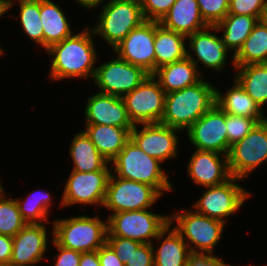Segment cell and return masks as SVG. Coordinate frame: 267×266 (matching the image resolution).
<instances>
[{
    "mask_svg": "<svg viewBox=\"0 0 267 266\" xmlns=\"http://www.w3.org/2000/svg\"><path fill=\"white\" fill-rule=\"evenodd\" d=\"M93 36L92 28L87 26L44 51L51 56V80L60 81L77 77L93 80L98 60Z\"/></svg>",
    "mask_w": 267,
    "mask_h": 266,
    "instance_id": "cell-1",
    "label": "cell"
},
{
    "mask_svg": "<svg viewBox=\"0 0 267 266\" xmlns=\"http://www.w3.org/2000/svg\"><path fill=\"white\" fill-rule=\"evenodd\" d=\"M212 84L202 78L195 85L167 93L160 123L186 131L215 104L216 87Z\"/></svg>",
    "mask_w": 267,
    "mask_h": 266,
    "instance_id": "cell-2",
    "label": "cell"
},
{
    "mask_svg": "<svg viewBox=\"0 0 267 266\" xmlns=\"http://www.w3.org/2000/svg\"><path fill=\"white\" fill-rule=\"evenodd\" d=\"M162 162L148 156L130 138L122 151L110 162L111 170L120 178L155 187L162 195L173 189Z\"/></svg>",
    "mask_w": 267,
    "mask_h": 266,
    "instance_id": "cell-3",
    "label": "cell"
},
{
    "mask_svg": "<svg viewBox=\"0 0 267 266\" xmlns=\"http://www.w3.org/2000/svg\"><path fill=\"white\" fill-rule=\"evenodd\" d=\"M53 239L61 246L81 253L98 250L105 242L107 219L104 221L99 215L89 217L85 215L73 216L51 221Z\"/></svg>",
    "mask_w": 267,
    "mask_h": 266,
    "instance_id": "cell-4",
    "label": "cell"
},
{
    "mask_svg": "<svg viewBox=\"0 0 267 266\" xmlns=\"http://www.w3.org/2000/svg\"><path fill=\"white\" fill-rule=\"evenodd\" d=\"M102 5L97 23L91 28L112 49L146 21L139 0H107Z\"/></svg>",
    "mask_w": 267,
    "mask_h": 266,
    "instance_id": "cell-5",
    "label": "cell"
},
{
    "mask_svg": "<svg viewBox=\"0 0 267 266\" xmlns=\"http://www.w3.org/2000/svg\"><path fill=\"white\" fill-rule=\"evenodd\" d=\"M180 211L169 215V223L187 242L189 250L214 254V249L221 240L226 224L204 216L191 208Z\"/></svg>",
    "mask_w": 267,
    "mask_h": 266,
    "instance_id": "cell-6",
    "label": "cell"
},
{
    "mask_svg": "<svg viewBox=\"0 0 267 266\" xmlns=\"http://www.w3.org/2000/svg\"><path fill=\"white\" fill-rule=\"evenodd\" d=\"M150 209L121 211L107 217V235L152 244L168 225L169 215L156 214ZM153 239V240H152Z\"/></svg>",
    "mask_w": 267,
    "mask_h": 266,
    "instance_id": "cell-7",
    "label": "cell"
},
{
    "mask_svg": "<svg viewBox=\"0 0 267 266\" xmlns=\"http://www.w3.org/2000/svg\"><path fill=\"white\" fill-rule=\"evenodd\" d=\"M243 179L231 177L223 184L204 187L202 195L191 205L196 212L227 223V219L236 214L248 198L253 195L239 185Z\"/></svg>",
    "mask_w": 267,
    "mask_h": 266,
    "instance_id": "cell-8",
    "label": "cell"
},
{
    "mask_svg": "<svg viewBox=\"0 0 267 266\" xmlns=\"http://www.w3.org/2000/svg\"><path fill=\"white\" fill-rule=\"evenodd\" d=\"M162 194L153 186L111 173L103 207L113 213L150 209Z\"/></svg>",
    "mask_w": 267,
    "mask_h": 266,
    "instance_id": "cell-9",
    "label": "cell"
},
{
    "mask_svg": "<svg viewBox=\"0 0 267 266\" xmlns=\"http://www.w3.org/2000/svg\"><path fill=\"white\" fill-rule=\"evenodd\" d=\"M227 156L231 176L243 180L257 167L267 164V119L234 143Z\"/></svg>",
    "mask_w": 267,
    "mask_h": 266,
    "instance_id": "cell-10",
    "label": "cell"
},
{
    "mask_svg": "<svg viewBox=\"0 0 267 266\" xmlns=\"http://www.w3.org/2000/svg\"><path fill=\"white\" fill-rule=\"evenodd\" d=\"M165 97L160 83L150 74L122 99L132 123L141 125L160 123L165 111Z\"/></svg>",
    "mask_w": 267,
    "mask_h": 266,
    "instance_id": "cell-11",
    "label": "cell"
},
{
    "mask_svg": "<svg viewBox=\"0 0 267 266\" xmlns=\"http://www.w3.org/2000/svg\"><path fill=\"white\" fill-rule=\"evenodd\" d=\"M111 173V170L71 171L64 186L60 208H70L76 204L102 207Z\"/></svg>",
    "mask_w": 267,
    "mask_h": 266,
    "instance_id": "cell-12",
    "label": "cell"
},
{
    "mask_svg": "<svg viewBox=\"0 0 267 266\" xmlns=\"http://www.w3.org/2000/svg\"><path fill=\"white\" fill-rule=\"evenodd\" d=\"M148 75L142 67L132 65L116 55V58L96 65L93 80L99 93L123 97L139 86Z\"/></svg>",
    "mask_w": 267,
    "mask_h": 266,
    "instance_id": "cell-13",
    "label": "cell"
},
{
    "mask_svg": "<svg viewBox=\"0 0 267 266\" xmlns=\"http://www.w3.org/2000/svg\"><path fill=\"white\" fill-rule=\"evenodd\" d=\"M186 132L194 148L228 155L225 112L216 103Z\"/></svg>",
    "mask_w": 267,
    "mask_h": 266,
    "instance_id": "cell-14",
    "label": "cell"
},
{
    "mask_svg": "<svg viewBox=\"0 0 267 266\" xmlns=\"http://www.w3.org/2000/svg\"><path fill=\"white\" fill-rule=\"evenodd\" d=\"M138 126L140 124L130 131V138L148 156L162 163L178 156L180 142L177 134H180L181 130L161 123L141 124L142 129H138Z\"/></svg>",
    "mask_w": 267,
    "mask_h": 266,
    "instance_id": "cell-15",
    "label": "cell"
},
{
    "mask_svg": "<svg viewBox=\"0 0 267 266\" xmlns=\"http://www.w3.org/2000/svg\"><path fill=\"white\" fill-rule=\"evenodd\" d=\"M155 21H144L133 29L114 49L120 59L142 67L149 74L155 72Z\"/></svg>",
    "mask_w": 267,
    "mask_h": 266,
    "instance_id": "cell-16",
    "label": "cell"
},
{
    "mask_svg": "<svg viewBox=\"0 0 267 266\" xmlns=\"http://www.w3.org/2000/svg\"><path fill=\"white\" fill-rule=\"evenodd\" d=\"M215 31L217 32L216 26H207L187 36V41H189L187 57L197 66L201 75L203 73L200 71L198 63L204 64L206 68L218 73L226 66L229 50L223 44L221 37L215 34Z\"/></svg>",
    "mask_w": 267,
    "mask_h": 266,
    "instance_id": "cell-17",
    "label": "cell"
},
{
    "mask_svg": "<svg viewBox=\"0 0 267 266\" xmlns=\"http://www.w3.org/2000/svg\"><path fill=\"white\" fill-rule=\"evenodd\" d=\"M47 223L26 224L14 237L10 262L17 266H36L48 251Z\"/></svg>",
    "mask_w": 267,
    "mask_h": 266,
    "instance_id": "cell-18",
    "label": "cell"
},
{
    "mask_svg": "<svg viewBox=\"0 0 267 266\" xmlns=\"http://www.w3.org/2000/svg\"><path fill=\"white\" fill-rule=\"evenodd\" d=\"M187 173L192 182L203 189L223 184L232 177L227 155L198 149H195L190 156Z\"/></svg>",
    "mask_w": 267,
    "mask_h": 266,
    "instance_id": "cell-19",
    "label": "cell"
},
{
    "mask_svg": "<svg viewBox=\"0 0 267 266\" xmlns=\"http://www.w3.org/2000/svg\"><path fill=\"white\" fill-rule=\"evenodd\" d=\"M85 124H102L124 128H134L129 118L126 106L122 97L93 93L88 97L84 109Z\"/></svg>",
    "mask_w": 267,
    "mask_h": 266,
    "instance_id": "cell-20",
    "label": "cell"
},
{
    "mask_svg": "<svg viewBox=\"0 0 267 266\" xmlns=\"http://www.w3.org/2000/svg\"><path fill=\"white\" fill-rule=\"evenodd\" d=\"M159 23L186 37L208 26L202 19L197 0H176Z\"/></svg>",
    "mask_w": 267,
    "mask_h": 266,
    "instance_id": "cell-21",
    "label": "cell"
},
{
    "mask_svg": "<svg viewBox=\"0 0 267 266\" xmlns=\"http://www.w3.org/2000/svg\"><path fill=\"white\" fill-rule=\"evenodd\" d=\"M155 240L158 241V247H155V243L151 245L154 262L158 266H187L190 252L187 242L170 223L159 233L154 242Z\"/></svg>",
    "mask_w": 267,
    "mask_h": 266,
    "instance_id": "cell-22",
    "label": "cell"
},
{
    "mask_svg": "<svg viewBox=\"0 0 267 266\" xmlns=\"http://www.w3.org/2000/svg\"><path fill=\"white\" fill-rule=\"evenodd\" d=\"M222 95L216 88L215 103L229 115L250 117L261 123L267 119L261 107L244 90L239 82L233 77V86Z\"/></svg>",
    "mask_w": 267,
    "mask_h": 266,
    "instance_id": "cell-23",
    "label": "cell"
},
{
    "mask_svg": "<svg viewBox=\"0 0 267 266\" xmlns=\"http://www.w3.org/2000/svg\"><path fill=\"white\" fill-rule=\"evenodd\" d=\"M132 129L102 124H86L83 131L99 153L110 163L130 139Z\"/></svg>",
    "mask_w": 267,
    "mask_h": 266,
    "instance_id": "cell-24",
    "label": "cell"
},
{
    "mask_svg": "<svg viewBox=\"0 0 267 266\" xmlns=\"http://www.w3.org/2000/svg\"><path fill=\"white\" fill-rule=\"evenodd\" d=\"M152 75L158 80L166 94L195 85L202 79L197 66L188 57L163 65Z\"/></svg>",
    "mask_w": 267,
    "mask_h": 266,
    "instance_id": "cell-25",
    "label": "cell"
},
{
    "mask_svg": "<svg viewBox=\"0 0 267 266\" xmlns=\"http://www.w3.org/2000/svg\"><path fill=\"white\" fill-rule=\"evenodd\" d=\"M186 39L185 35L168 30L155 21V71L163 65L177 62L187 57Z\"/></svg>",
    "mask_w": 267,
    "mask_h": 266,
    "instance_id": "cell-26",
    "label": "cell"
},
{
    "mask_svg": "<svg viewBox=\"0 0 267 266\" xmlns=\"http://www.w3.org/2000/svg\"><path fill=\"white\" fill-rule=\"evenodd\" d=\"M61 7L52 0H40V19L43 28L44 49L72 36L70 20Z\"/></svg>",
    "mask_w": 267,
    "mask_h": 266,
    "instance_id": "cell-27",
    "label": "cell"
},
{
    "mask_svg": "<svg viewBox=\"0 0 267 266\" xmlns=\"http://www.w3.org/2000/svg\"><path fill=\"white\" fill-rule=\"evenodd\" d=\"M69 154L74 163L71 171L94 172L111 170L110 163L99 153L84 131L73 136Z\"/></svg>",
    "mask_w": 267,
    "mask_h": 266,
    "instance_id": "cell-28",
    "label": "cell"
},
{
    "mask_svg": "<svg viewBox=\"0 0 267 266\" xmlns=\"http://www.w3.org/2000/svg\"><path fill=\"white\" fill-rule=\"evenodd\" d=\"M258 19L254 16L227 14L216 26L217 33L221 36L225 47L234 52L235 55L243 46L245 40L250 35L254 26L258 23Z\"/></svg>",
    "mask_w": 267,
    "mask_h": 266,
    "instance_id": "cell-29",
    "label": "cell"
},
{
    "mask_svg": "<svg viewBox=\"0 0 267 266\" xmlns=\"http://www.w3.org/2000/svg\"><path fill=\"white\" fill-rule=\"evenodd\" d=\"M232 65L267 63V23L258 21L239 51L232 55Z\"/></svg>",
    "mask_w": 267,
    "mask_h": 266,
    "instance_id": "cell-30",
    "label": "cell"
},
{
    "mask_svg": "<svg viewBox=\"0 0 267 266\" xmlns=\"http://www.w3.org/2000/svg\"><path fill=\"white\" fill-rule=\"evenodd\" d=\"M234 78L261 107L267 104V63L235 66Z\"/></svg>",
    "mask_w": 267,
    "mask_h": 266,
    "instance_id": "cell-31",
    "label": "cell"
},
{
    "mask_svg": "<svg viewBox=\"0 0 267 266\" xmlns=\"http://www.w3.org/2000/svg\"><path fill=\"white\" fill-rule=\"evenodd\" d=\"M22 218L29 223H49L48 215L52 207V195L49 192L35 190L26 198H14Z\"/></svg>",
    "mask_w": 267,
    "mask_h": 266,
    "instance_id": "cell-32",
    "label": "cell"
},
{
    "mask_svg": "<svg viewBox=\"0 0 267 266\" xmlns=\"http://www.w3.org/2000/svg\"><path fill=\"white\" fill-rule=\"evenodd\" d=\"M21 28L29 40L44 48L43 28L40 19V0H17Z\"/></svg>",
    "mask_w": 267,
    "mask_h": 266,
    "instance_id": "cell-33",
    "label": "cell"
},
{
    "mask_svg": "<svg viewBox=\"0 0 267 266\" xmlns=\"http://www.w3.org/2000/svg\"><path fill=\"white\" fill-rule=\"evenodd\" d=\"M4 191L0 195V234L14 237L27 222L22 218L14 198Z\"/></svg>",
    "mask_w": 267,
    "mask_h": 266,
    "instance_id": "cell-34",
    "label": "cell"
},
{
    "mask_svg": "<svg viewBox=\"0 0 267 266\" xmlns=\"http://www.w3.org/2000/svg\"><path fill=\"white\" fill-rule=\"evenodd\" d=\"M225 124L228 138V153L230 147L242 140L258 122L250 117L229 115L225 113Z\"/></svg>",
    "mask_w": 267,
    "mask_h": 266,
    "instance_id": "cell-35",
    "label": "cell"
},
{
    "mask_svg": "<svg viewBox=\"0 0 267 266\" xmlns=\"http://www.w3.org/2000/svg\"><path fill=\"white\" fill-rule=\"evenodd\" d=\"M202 19L208 26L217 25L226 17L229 0H197Z\"/></svg>",
    "mask_w": 267,
    "mask_h": 266,
    "instance_id": "cell-36",
    "label": "cell"
},
{
    "mask_svg": "<svg viewBox=\"0 0 267 266\" xmlns=\"http://www.w3.org/2000/svg\"><path fill=\"white\" fill-rule=\"evenodd\" d=\"M267 0H229L228 14L254 16L263 20Z\"/></svg>",
    "mask_w": 267,
    "mask_h": 266,
    "instance_id": "cell-37",
    "label": "cell"
},
{
    "mask_svg": "<svg viewBox=\"0 0 267 266\" xmlns=\"http://www.w3.org/2000/svg\"><path fill=\"white\" fill-rule=\"evenodd\" d=\"M146 21L160 22L176 0H139Z\"/></svg>",
    "mask_w": 267,
    "mask_h": 266,
    "instance_id": "cell-38",
    "label": "cell"
},
{
    "mask_svg": "<svg viewBox=\"0 0 267 266\" xmlns=\"http://www.w3.org/2000/svg\"><path fill=\"white\" fill-rule=\"evenodd\" d=\"M106 242L111 246L124 264L132 254L133 248H138L142 244L136 240L117 236H106Z\"/></svg>",
    "mask_w": 267,
    "mask_h": 266,
    "instance_id": "cell-39",
    "label": "cell"
},
{
    "mask_svg": "<svg viewBox=\"0 0 267 266\" xmlns=\"http://www.w3.org/2000/svg\"><path fill=\"white\" fill-rule=\"evenodd\" d=\"M153 261L152 245L142 243L138 248H133L125 266H150Z\"/></svg>",
    "mask_w": 267,
    "mask_h": 266,
    "instance_id": "cell-40",
    "label": "cell"
},
{
    "mask_svg": "<svg viewBox=\"0 0 267 266\" xmlns=\"http://www.w3.org/2000/svg\"><path fill=\"white\" fill-rule=\"evenodd\" d=\"M187 266H232L224 262V260L209 252H193L188 255Z\"/></svg>",
    "mask_w": 267,
    "mask_h": 266,
    "instance_id": "cell-41",
    "label": "cell"
},
{
    "mask_svg": "<svg viewBox=\"0 0 267 266\" xmlns=\"http://www.w3.org/2000/svg\"><path fill=\"white\" fill-rule=\"evenodd\" d=\"M50 242L53 243L59 253L54 258L56 262L54 266H79L81 252L61 246L53 238Z\"/></svg>",
    "mask_w": 267,
    "mask_h": 266,
    "instance_id": "cell-42",
    "label": "cell"
},
{
    "mask_svg": "<svg viewBox=\"0 0 267 266\" xmlns=\"http://www.w3.org/2000/svg\"><path fill=\"white\" fill-rule=\"evenodd\" d=\"M98 258L101 266H125L107 242L98 249Z\"/></svg>",
    "mask_w": 267,
    "mask_h": 266,
    "instance_id": "cell-43",
    "label": "cell"
},
{
    "mask_svg": "<svg viewBox=\"0 0 267 266\" xmlns=\"http://www.w3.org/2000/svg\"><path fill=\"white\" fill-rule=\"evenodd\" d=\"M12 247V237L0 234V263L10 262Z\"/></svg>",
    "mask_w": 267,
    "mask_h": 266,
    "instance_id": "cell-44",
    "label": "cell"
},
{
    "mask_svg": "<svg viewBox=\"0 0 267 266\" xmlns=\"http://www.w3.org/2000/svg\"><path fill=\"white\" fill-rule=\"evenodd\" d=\"M79 266H101L98 258V250L81 253Z\"/></svg>",
    "mask_w": 267,
    "mask_h": 266,
    "instance_id": "cell-45",
    "label": "cell"
},
{
    "mask_svg": "<svg viewBox=\"0 0 267 266\" xmlns=\"http://www.w3.org/2000/svg\"><path fill=\"white\" fill-rule=\"evenodd\" d=\"M105 0H76V2L79 3V5H81L83 8L86 9H95L98 6H102L101 3H106Z\"/></svg>",
    "mask_w": 267,
    "mask_h": 266,
    "instance_id": "cell-46",
    "label": "cell"
},
{
    "mask_svg": "<svg viewBox=\"0 0 267 266\" xmlns=\"http://www.w3.org/2000/svg\"><path fill=\"white\" fill-rule=\"evenodd\" d=\"M15 1L14 0H0V2L7 8L8 13H9V10H11V8L16 5Z\"/></svg>",
    "mask_w": 267,
    "mask_h": 266,
    "instance_id": "cell-47",
    "label": "cell"
},
{
    "mask_svg": "<svg viewBox=\"0 0 267 266\" xmlns=\"http://www.w3.org/2000/svg\"><path fill=\"white\" fill-rule=\"evenodd\" d=\"M7 8L0 2V18H2L3 15H6Z\"/></svg>",
    "mask_w": 267,
    "mask_h": 266,
    "instance_id": "cell-48",
    "label": "cell"
},
{
    "mask_svg": "<svg viewBox=\"0 0 267 266\" xmlns=\"http://www.w3.org/2000/svg\"><path fill=\"white\" fill-rule=\"evenodd\" d=\"M0 266H17L13 264L12 262H5V263H0Z\"/></svg>",
    "mask_w": 267,
    "mask_h": 266,
    "instance_id": "cell-49",
    "label": "cell"
},
{
    "mask_svg": "<svg viewBox=\"0 0 267 266\" xmlns=\"http://www.w3.org/2000/svg\"><path fill=\"white\" fill-rule=\"evenodd\" d=\"M263 20L267 23V7H266V10H265V14H264Z\"/></svg>",
    "mask_w": 267,
    "mask_h": 266,
    "instance_id": "cell-50",
    "label": "cell"
},
{
    "mask_svg": "<svg viewBox=\"0 0 267 266\" xmlns=\"http://www.w3.org/2000/svg\"><path fill=\"white\" fill-rule=\"evenodd\" d=\"M1 46H2V45H0V58H1L2 55H4V52H5L4 49H2Z\"/></svg>",
    "mask_w": 267,
    "mask_h": 266,
    "instance_id": "cell-51",
    "label": "cell"
},
{
    "mask_svg": "<svg viewBox=\"0 0 267 266\" xmlns=\"http://www.w3.org/2000/svg\"><path fill=\"white\" fill-rule=\"evenodd\" d=\"M2 185L3 184H1V182H0V195L5 191Z\"/></svg>",
    "mask_w": 267,
    "mask_h": 266,
    "instance_id": "cell-52",
    "label": "cell"
},
{
    "mask_svg": "<svg viewBox=\"0 0 267 266\" xmlns=\"http://www.w3.org/2000/svg\"><path fill=\"white\" fill-rule=\"evenodd\" d=\"M150 266H158V265L153 261Z\"/></svg>",
    "mask_w": 267,
    "mask_h": 266,
    "instance_id": "cell-53",
    "label": "cell"
}]
</instances>
